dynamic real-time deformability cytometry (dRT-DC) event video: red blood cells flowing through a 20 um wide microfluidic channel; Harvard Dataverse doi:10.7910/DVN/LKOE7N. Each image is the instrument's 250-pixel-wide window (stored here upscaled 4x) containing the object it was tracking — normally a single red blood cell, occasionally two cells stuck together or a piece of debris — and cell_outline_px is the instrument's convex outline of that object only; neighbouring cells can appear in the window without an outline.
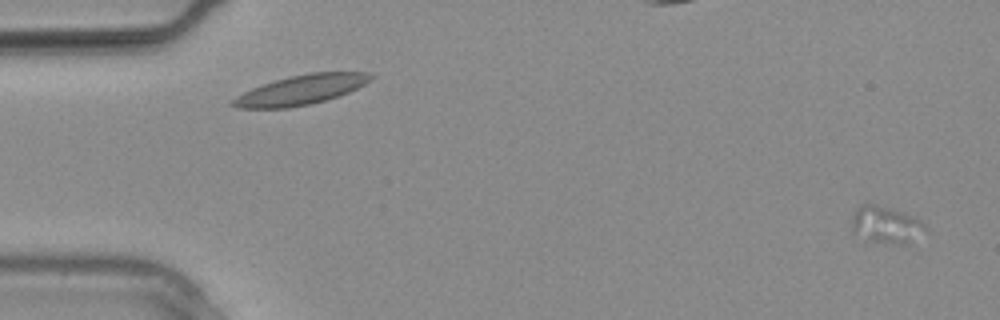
{"species": "common noctule bat (a hibernating species)", "species_latin": "Nyctalus noctula", "temperature_condition": "warm", "stored_images_in_passage": 17, "camera_frame_rate_fps": 3000, "um_per_image_px": 0.085, "animal": {"sex": "male", "body_mass_g": 20.4}, "frame": {"image": 1, "passage_image": 1, "time_ms": 0.0, "image_size_px": [1000, 320], "cell_outline_px": [[928, 228], [904, 244], [872, 240], [852, 232], [852, 216], [856, 208], [860, 204], [876, 204], [892, 208], [904, 212], [920, 220]], "centroid_in_image_um": [75.27, 19.05], "position_along_channel_um": 9.7, "area_um2": 15.37}}